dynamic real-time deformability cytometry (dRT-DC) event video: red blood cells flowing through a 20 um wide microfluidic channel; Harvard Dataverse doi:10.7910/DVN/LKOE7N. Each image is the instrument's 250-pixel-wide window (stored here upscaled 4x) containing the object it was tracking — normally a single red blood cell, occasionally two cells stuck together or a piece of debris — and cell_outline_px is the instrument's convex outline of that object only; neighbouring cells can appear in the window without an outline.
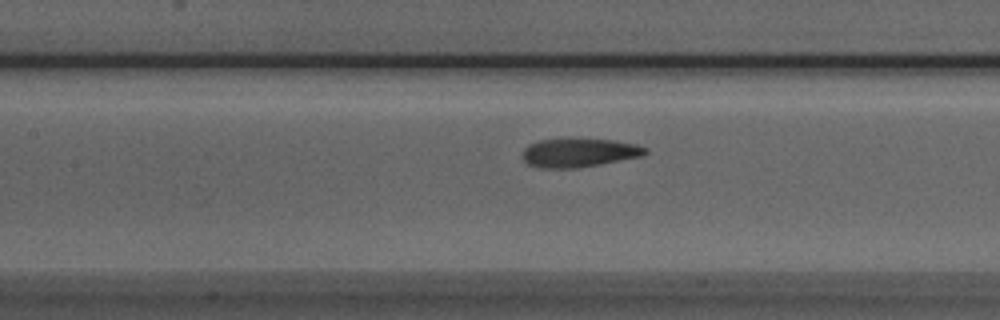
{"species": "Egyptian fruit bat (a non-hibernating species)", "species_latin": "Rousettus aegyptiacus", "temperature_condition": "room temperature", "stored_images_in_passage": 42, "camera_frame_rate_fps": 3000, "um_per_image_px": 0.085, "animal": {"sex": "male"}, "frame": {"image": 1, "passage_image": 23, "time_ms": 7.333, "image_size_px": [1000, 320], "cell_outline_px": [[648, 152], [640, 156], [600, 164], [576, 168], [540, 168], [528, 164], [520, 156], [524, 148], [528, 144], [540, 140], [612, 140], [636, 144], [648, 148]], "centroid_in_image_um": [49.18, 13.0], "position_along_channel_um": 158.2, "area_um2": 20.23}}
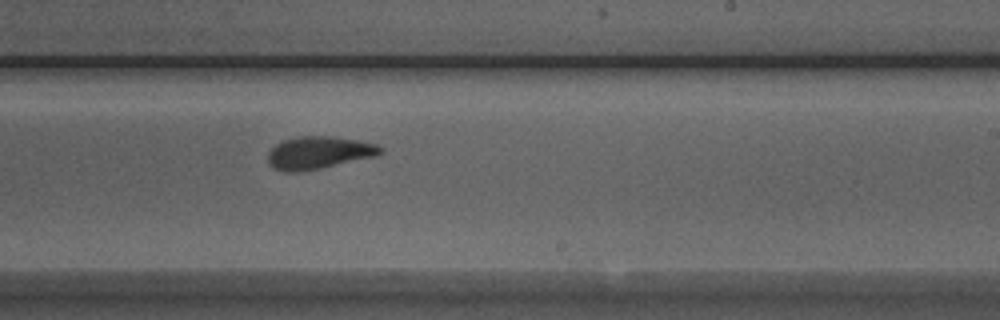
{"frame": {"image": 2, "passage_image": 31, "time_ms": 10.0, "image_size_px": [1000, 320], "cell_outline_px": [[384, 152], [376, 156], [320, 168], [300, 172], [284, 172], [272, 168], [268, 164], [268, 152], [276, 144], [284, 140], [300, 136], [332, 136], [356, 140], [376, 144], [384, 148]], "centroid_in_image_um": [27.08, 12.98], "position_along_channel_um": 261.9, "area_um2": 21.39}}
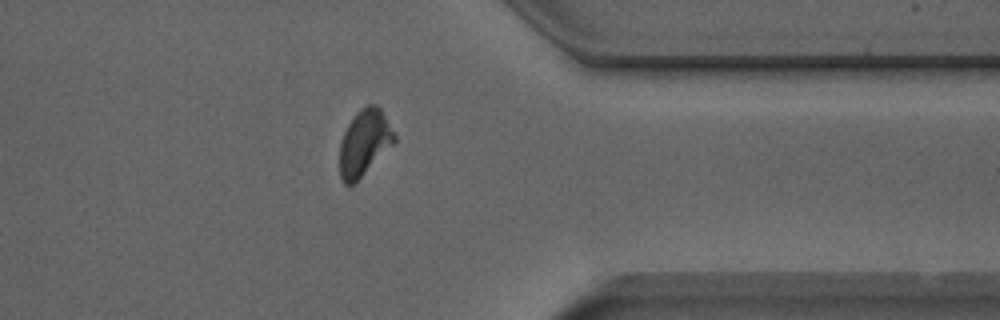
{"frame": {"image": 3, "passage_image": 41, "time_ms": 13.333, "image_size_px": [1000, 320], "cell_outline_px": [[396, 140], [352, 184], [344, 184], [340, 176], [340, 144], [344, 132], [352, 116], [364, 104], [376, 104], [380, 108], [396, 136]], "centroid_in_image_um": [30.94, 12.06], "position_along_channel_um": 380.5, "area_um2": 20.46}}